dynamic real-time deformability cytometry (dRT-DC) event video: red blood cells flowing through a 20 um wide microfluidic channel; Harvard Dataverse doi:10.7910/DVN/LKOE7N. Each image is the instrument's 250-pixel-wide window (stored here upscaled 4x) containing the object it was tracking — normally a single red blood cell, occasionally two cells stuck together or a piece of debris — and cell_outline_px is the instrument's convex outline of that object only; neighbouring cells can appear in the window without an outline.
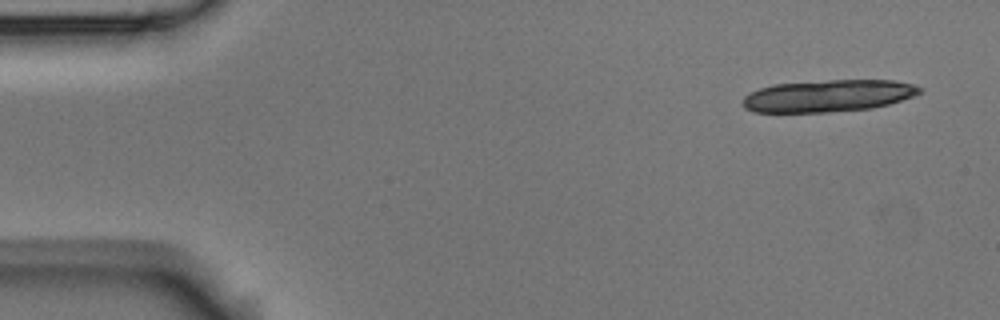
{"species": "Egyptian fruit bat (a non-hibernating species)", "species_latin": "Rousettus aegyptiacus", "temperature_condition": "room temperature", "stored_images_in_passage": 4, "camera_frame_rate_fps": 3000, "um_per_image_px": 0.085, "animal": {"sex": "male"}, "frame": {"image": 1, "passage_image": 1, "time_ms": 0.0, "image_size_px": [1000, 320], "cell_outline_px": [[924, 92], [888, 104], [872, 108], [828, 112], [752, 112], [744, 108], [744, 96], [748, 92], [772, 84], [828, 80], [892, 80], [912, 84], [924, 88]], "centroid_in_image_um": [70.38, 8.14], "position_along_channel_um": 14.6, "area_um2": 33.12}}